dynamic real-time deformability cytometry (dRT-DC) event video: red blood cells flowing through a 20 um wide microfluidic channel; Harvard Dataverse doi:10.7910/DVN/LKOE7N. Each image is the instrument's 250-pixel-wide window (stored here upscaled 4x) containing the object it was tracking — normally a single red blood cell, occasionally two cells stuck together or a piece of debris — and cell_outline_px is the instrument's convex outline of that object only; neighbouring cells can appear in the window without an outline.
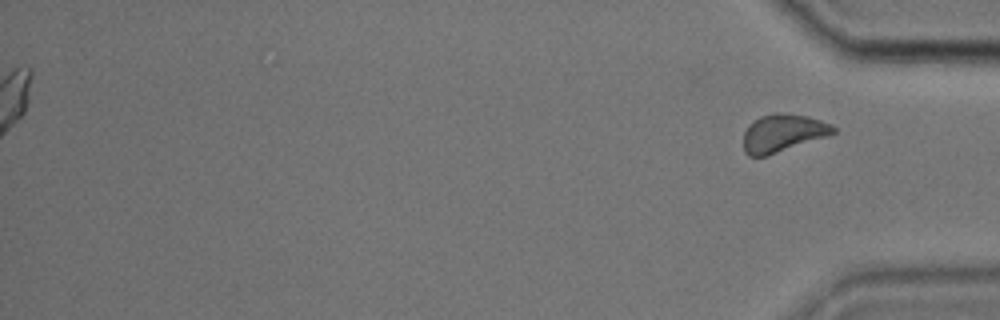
{"species": "common noctule bat (a hibernating species)", "species_latin": "Nyctalus noctula", "temperature_condition": "cold", "stored_images_in_passage": 49, "segment_of_instrument_passage": [2, 2], "camera_frame_rate_fps": 3000, "um_per_image_px": 0.085, "animal": {"sex": "male", "body_mass_g": 17.9, "forearm_length_mm": 54.2}, "frame": {"image": 1, "passage_image": 49, "time_ms": 16.0, "image_size_px": [1000, 320], "cell_outline_px": [[836, 132], [828, 136], [764, 156], [748, 156], [744, 152], [744, 132], [748, 124], [760, 116], [772, 112], [788, 112], [808, 116], [832, 124], [836, 128]], "centroid_in_image_um": [66.54, 11.27], "position_along_channel_um": 368.7, "area_um2": 19.88}}